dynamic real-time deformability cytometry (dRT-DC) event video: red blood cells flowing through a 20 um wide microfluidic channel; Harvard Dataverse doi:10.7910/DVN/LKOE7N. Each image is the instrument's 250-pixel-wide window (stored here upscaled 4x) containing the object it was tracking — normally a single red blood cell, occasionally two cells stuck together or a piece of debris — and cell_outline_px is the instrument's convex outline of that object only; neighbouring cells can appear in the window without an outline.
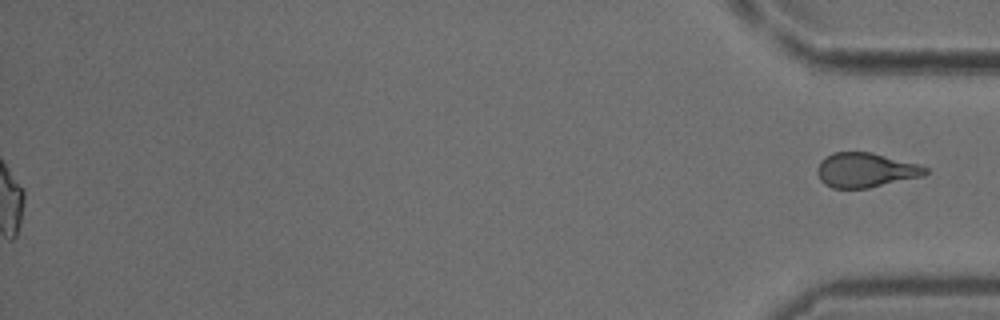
{"species": "common noctule bat (a hibernating species)", "species_latin": "Nyctalus noctula", "temperature_condition": "cold", "stored_images_in_passage": 50, "segment_of_instrument_passage": [2, 2], "camera_frame_rate_fps": 3000, "um_per_image_px": 0.085, "animal": {"sex": "male", "body_mass_g": 18.8}, "frame": {"image": 1, "passage_image": 50, "time_ms": 16.333, "image_size_px": [1000, 320], "cell_outline_px": [[928, 172], [924, 176], [868, 188], [832, 188], [824, 184], [820, 180], [816, 172], [816, 168], [820, 160], [832, 152], [872, 152], [916, 164], [928, 168]], "centroid_in_image_um": [73.53, 14.46], "position_along_channel_um": 361.7, "area_um2": 21.85}}